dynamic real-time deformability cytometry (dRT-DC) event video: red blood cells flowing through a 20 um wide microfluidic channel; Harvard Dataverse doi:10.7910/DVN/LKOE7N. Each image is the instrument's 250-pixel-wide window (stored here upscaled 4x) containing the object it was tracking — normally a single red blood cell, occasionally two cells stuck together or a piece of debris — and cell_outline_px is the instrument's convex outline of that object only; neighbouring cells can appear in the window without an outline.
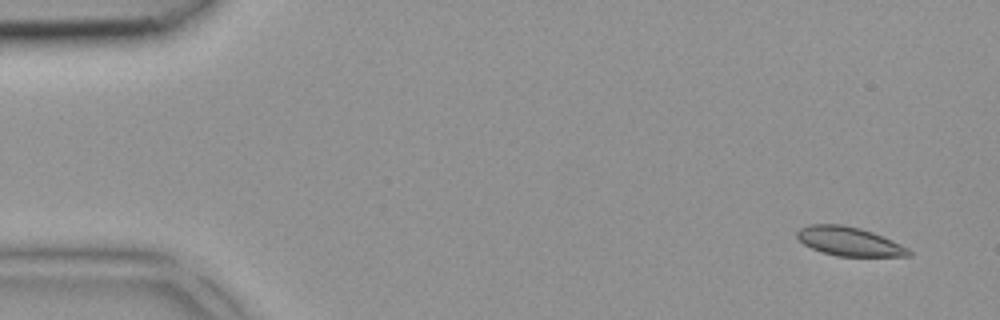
{"species": "common noctule bat (a hibernating species)", "species_latin": "Nyctalus noctula", "temperature_condition": "room temperature", "stored_images_in_passage": 4, "camera_frame_rate_fps": 3000, "um_per_image_px": 0.085, "animal": {"sex": "female", "body_mass_g": 18.4}, "frame": {"image": 1, "passage_image": 1, "time_ms": 0.0, "image_size_px": [1000, 320], "cell_outline_px": [[912, 256], [836, 256], [812, 248], [804, 244], [796, 236], [796, 232], [800, 228], [808, 224], [840, 224], [860, 228], [872, 232], [900, 244], [908, 248], [912, 252]], "centroid_in_image_um": [72.17, 20.51], "position_along_channel_um": 12.8, "area_um2": 18.67}}
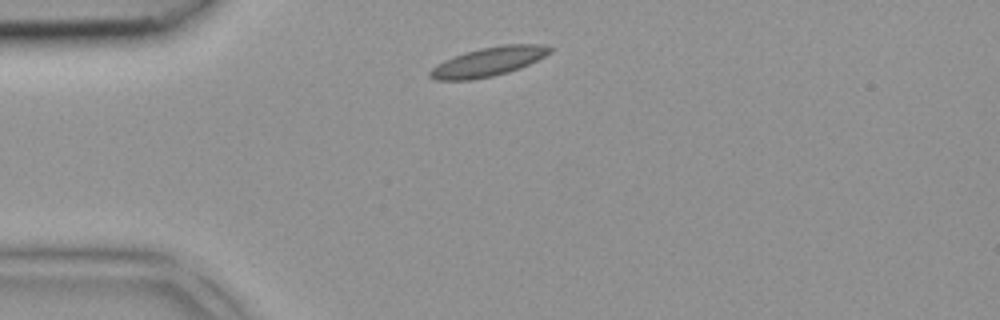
{"frame": {"image": 2, "passage_image": 3, "time_ms": 0.667, "image_size_px": [1000, 320], "cell_outline_px": [[552, 52], [520, 68], [508, 72], [492, 76], [472, 80], [436, 80], [428, 76], [428, 72], [436, 64], [444, 60], [480, 48], [504, 44], [540, 44], [552, 48]], "centroid_in_image_um": [41.49, 5.25], "position_along_channel_um": 43.5, "area_um2": 20.11}}